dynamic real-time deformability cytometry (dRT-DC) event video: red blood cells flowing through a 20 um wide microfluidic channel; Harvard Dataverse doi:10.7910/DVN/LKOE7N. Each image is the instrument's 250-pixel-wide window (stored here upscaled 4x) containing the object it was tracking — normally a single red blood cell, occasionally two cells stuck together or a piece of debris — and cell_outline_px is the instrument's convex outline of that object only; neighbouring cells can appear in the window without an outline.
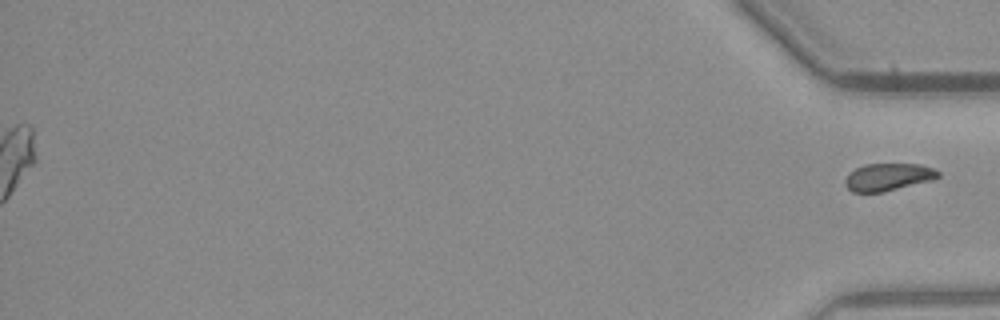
{"species": "common noctule bat (a hibernating species)", "species_latin": "Nyctalus noctula", "temperature_condition": "warm", "stored_images_in_passage": 43, "segment_of_instrument_passage": [2, 2], "camera_frame_rate_fps": 3000, "um_per_image_px": 0.085, "animal": {"sex": "male", "body_mass_g": 23.1, "forearm_length_mm": 52.7}, "frame": {"image": 1, "passage_image": 43, "time_ms": 14.0, "image_size_px": [1000, 320], "cell_outline_px": [[940, 176], [932, 180], [880, 192], [852, 192], [844, 184], [844, 180], [848, 172], [864, 164], [920, 164], [932, 168], [940, 172]], "centroid_in_image_um": [75.45, 15.03], "position_along_channel_um": 359.7, "area_um2": 14.8}}